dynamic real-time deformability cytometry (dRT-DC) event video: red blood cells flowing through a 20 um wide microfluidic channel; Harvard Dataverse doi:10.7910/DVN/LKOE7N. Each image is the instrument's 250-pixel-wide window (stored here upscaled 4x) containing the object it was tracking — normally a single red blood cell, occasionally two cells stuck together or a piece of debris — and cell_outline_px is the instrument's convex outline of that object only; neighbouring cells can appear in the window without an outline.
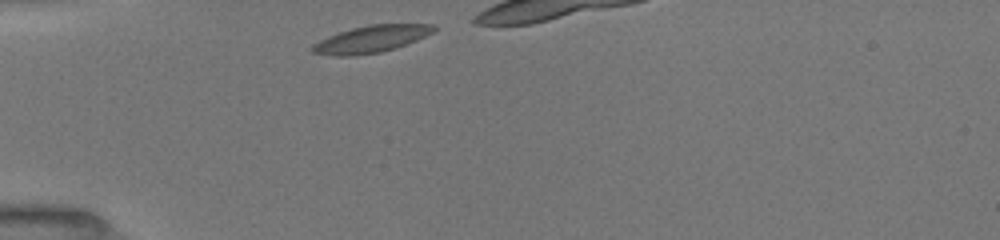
{"species": "common noctule bat (a hibernating species)", "species_latin": "Nyctalus noctula", "temperature_condition": "room temperature", "stored_images_in_passage": 5, "camera_frame_rate_fps": 3000, "um_per_image_px": 0.085, "animal": {"sex": "female", "body_mass_g": 19.5, "forearm_length_mm": 54.1}, "frame": {"image": 1, "passage_image": 1, "time_ms": 0.0, "image_size_px": [1000, 240], "cell_outline_px": [[436, 28], [432, 32], [416, 40], [396, 48], [380, 52], [352, 56], [332, 56], [312, 52], [312, 44], [328, 36], [352, 28], [372, 24], [432, 24]], "centroid_in_image_um": [31.52, 3.33], "position_along_channel_um": 53.5, "area_um2": 18.9}}
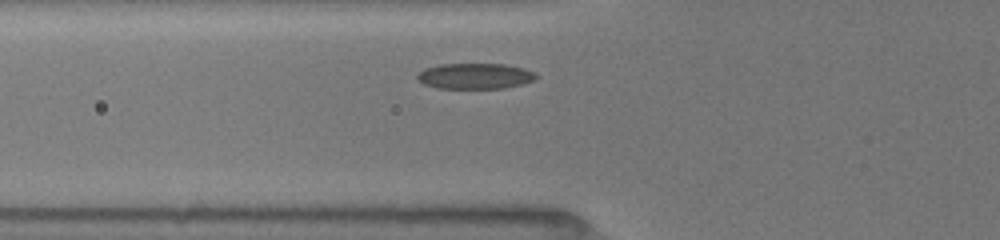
{"frame": {"image": 2, "passage_image": 5, "time_ms": 4.333, "image_size_px": [1000, 240], "cell_outline_px": [[536, 80], [524, 84], [504, 88], [436, 88], [424, 84], [416, 80], [416, 76], [424, 68], [440, 64], [504, 64], [524, 68], [536, 72]], "centroid_in_image_um": [40.38, 6.47], "position_along_channel_um": 85.4, "area_um2": 17.98}}